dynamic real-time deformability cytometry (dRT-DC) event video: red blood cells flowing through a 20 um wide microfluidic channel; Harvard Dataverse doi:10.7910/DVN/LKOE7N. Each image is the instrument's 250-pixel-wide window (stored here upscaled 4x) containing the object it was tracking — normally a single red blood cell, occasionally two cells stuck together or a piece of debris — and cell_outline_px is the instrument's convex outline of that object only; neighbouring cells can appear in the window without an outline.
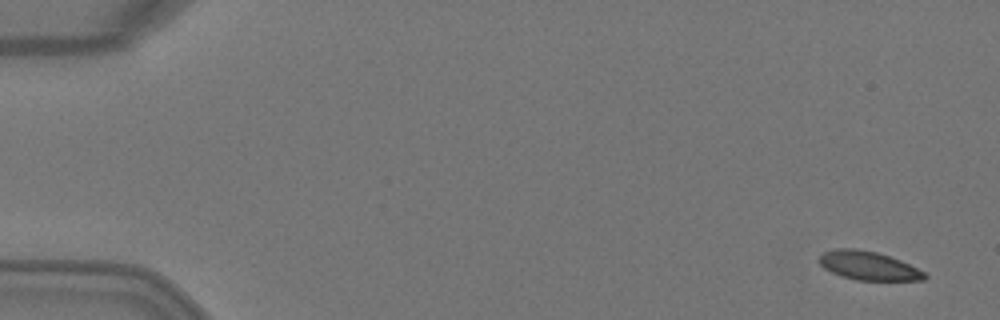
{"species": "Egyptian fruit bat (a non-hibernating species)", "species_latin": "Rousettus aegyptiacus", "temperature_condition": "warm", "stored_images_in_passage": 7, "camera_frame_rate_fps": 3000, "um_per_image_px": 0.085, "animal": {"sex": "female"}, "frame": {"image": 1, "passage_image": 1, "time_ms": 0.0, "image_size_px": [1000, 320], "cell_outline_px": [[928, 276], [924, 280], [856, 280], [840, 276], [824, 268], [816, 260], [824, 252], [836, 248], [856, 248], [876, 252], [900, 260], [924, 272]], "centroid_in_image_um": [73.77, 22.58], "position_along_channel_um": 11.2, "area_um2": 17.57}}
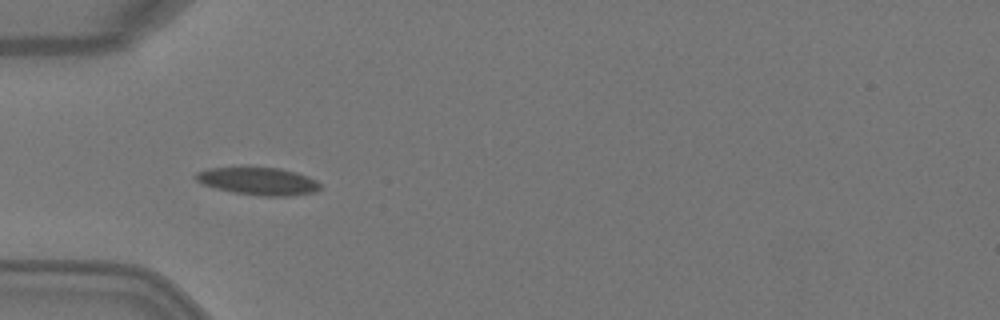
{"frame": {"image": 2, "passage_image": 5, "time_ms": 1.333, "image_size_px": [1000, 320], "cell_outline_px": [[320, 188], [316, 192], [292, 196], [260, 196], [232, 192], [200, 184], [192, 176], [196, 172], [208, 168], [280, 168], [296, 172], [308, 176], [316, 180], [320, 184]], "centroid_in_image_um": [21.94, 15.41], "position_along_channel_um": 63.1, "area_um2": 20.11}}
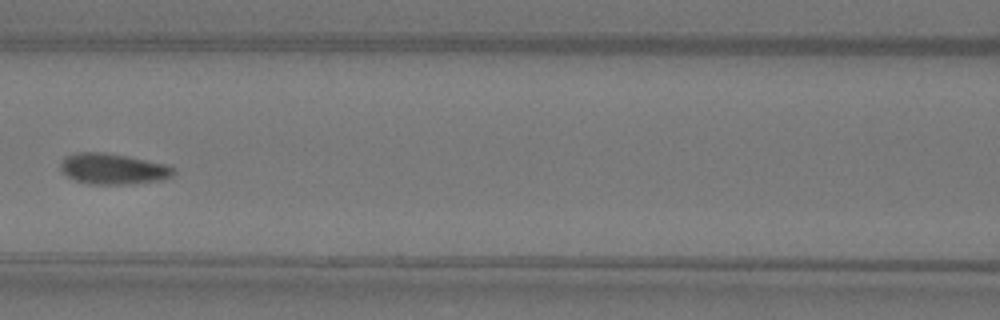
{"frame": {"image": 3, "passage_image": 7, "time_ms": 2.0, "image_size_px": [1000, 320], "cell_outline_px": [[176, 172], [172, 176], [160, 180], [128, 184], [88, 184], [76, 180], [68, 176], [60, 168], [60, 164], [64, 156], [76, 152], [104, 152], [128, 156], [168, 164], [176, 168]], "centroid_in_image_um": [9.63, 14.34], "position_along_channel_um": 157.0, "area_um2": 20.46}}